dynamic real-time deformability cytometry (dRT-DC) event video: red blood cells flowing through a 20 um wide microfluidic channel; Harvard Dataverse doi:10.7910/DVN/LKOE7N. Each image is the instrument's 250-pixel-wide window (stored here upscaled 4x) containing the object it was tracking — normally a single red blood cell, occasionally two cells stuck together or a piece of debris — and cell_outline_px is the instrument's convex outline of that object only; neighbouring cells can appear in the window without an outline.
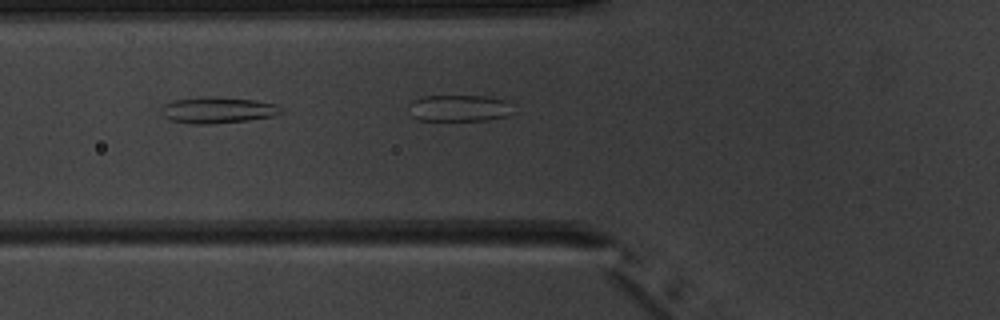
{"species": "common noctule bat (a hibernating species)", "species_latin": "Nyctalus noctula", "temperature_condition": "warm", "stored_images_in_passage": 5, "camera_frame_rate_fps": 3000, "um_per_image_px": 0.085, "animal": {"sex": "male", "body_mass_g": 20.1, "forearm_length_mm": 53.5}, "frame": {"image": 1, "passage_image": 5, "time_ms": 6.333, "image_size_px": [1000, 320], "cell_outline_px": [[516, 112], [508, 116], [488, 120], [416, 120], [412, 116], [408, 104], [412, 100], [424, 96], [488, 96], [508, 100]], "centroid_in_image_um": [39.09, 9.19], "position_along_channel_um": 86.7, "area_um2": 16.53}}